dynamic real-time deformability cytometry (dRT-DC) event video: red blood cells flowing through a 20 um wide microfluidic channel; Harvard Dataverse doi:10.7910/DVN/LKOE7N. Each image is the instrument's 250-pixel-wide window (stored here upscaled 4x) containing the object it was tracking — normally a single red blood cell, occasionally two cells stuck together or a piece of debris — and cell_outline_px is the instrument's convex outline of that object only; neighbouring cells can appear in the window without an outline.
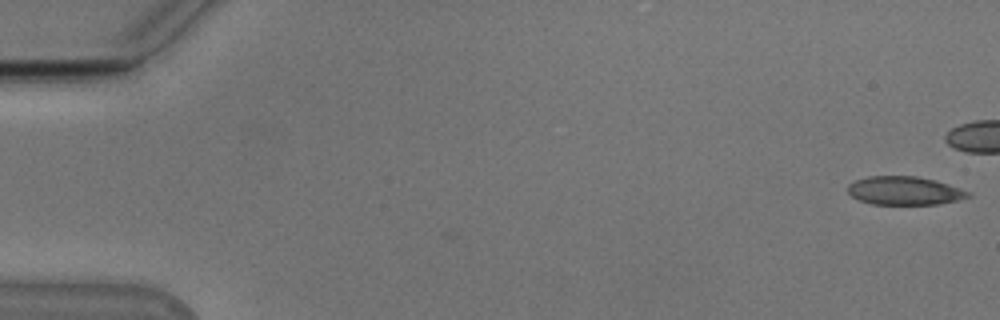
{"species": "Egyptian fruit bat (a non-hibernating species)", "species_latin": "Rousettus aegyptiacus", "temperature_condition": "cold", "stored_images_in_passage": 43, "camera_frame_rate_fps": 3000, "um_per_image_px": 0.085, "animal": {"sex": "male"}, "frame": {"image": 1, "passage_image": 1, "time_ms": 0.0, "image_size_px": [1000, 320], "cell_outline_px": [[972, 196], [956, 200], [936, 204], [872, 204], [860, 200], [852, 196], [848, 192], [848, 184], [856, 180], [868, 176], [916, 176], [936, 180], [972, 192]], "centroid_in_image_um": [76.9, 16.2], "position_along_channel_um": 8.1, "area_um2": 19.88}}
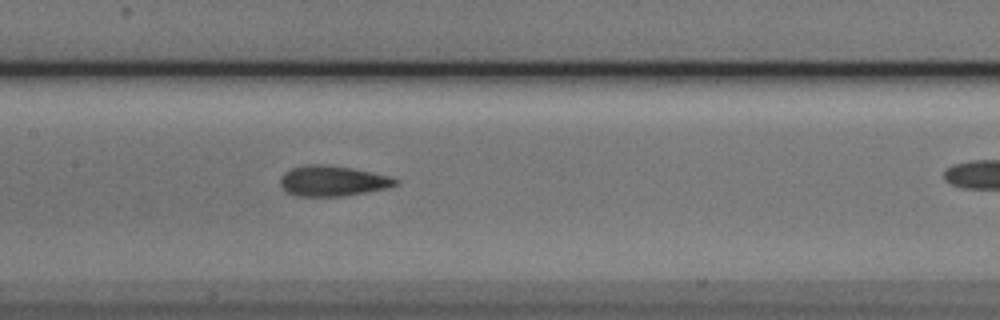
{"frame": {"image": 2, "passage_image": 26, "time_ms": 8.333, "image_size_px": [1000, 320], "cell_outline_px": [[400, 184], [388, 188], [340, 196], [296, 196], [280, 188], [280, 176], [284, 172], [292, 168], [304, 164], [324, 164], [352, 168], [388, 176], [400, 180]], "centroid_in_image_um": [28.24, 15.37], "position_along_channel_um": 179.2, "area_um2": 20.52}}
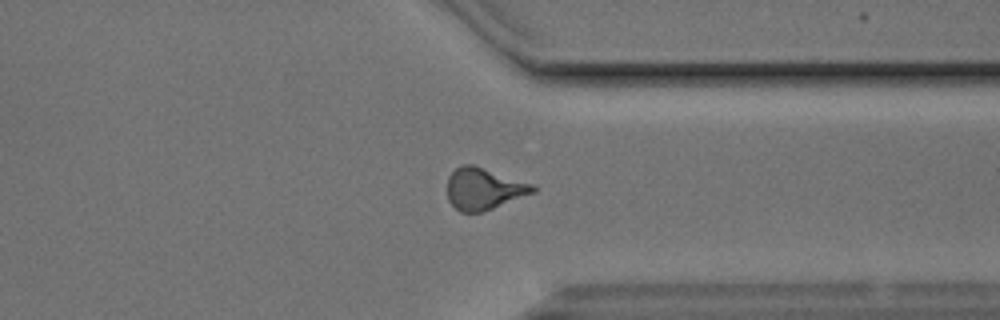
{"frame": {"image": 3, "passage_image": 41, "time_ms": 13.333, "image_size_px": [1000, 320], "cell_outline_px": [[536, 192], [492, 208], [480, 212], [460, 212], [448, 200], [448, 176], [456, 168], [464, 164], [472, 164], [536, 184]], "centroid_in_image_um": [41.15, 16.03], "position_along_channel_um": 370.2, "area_um2": 20.81}}